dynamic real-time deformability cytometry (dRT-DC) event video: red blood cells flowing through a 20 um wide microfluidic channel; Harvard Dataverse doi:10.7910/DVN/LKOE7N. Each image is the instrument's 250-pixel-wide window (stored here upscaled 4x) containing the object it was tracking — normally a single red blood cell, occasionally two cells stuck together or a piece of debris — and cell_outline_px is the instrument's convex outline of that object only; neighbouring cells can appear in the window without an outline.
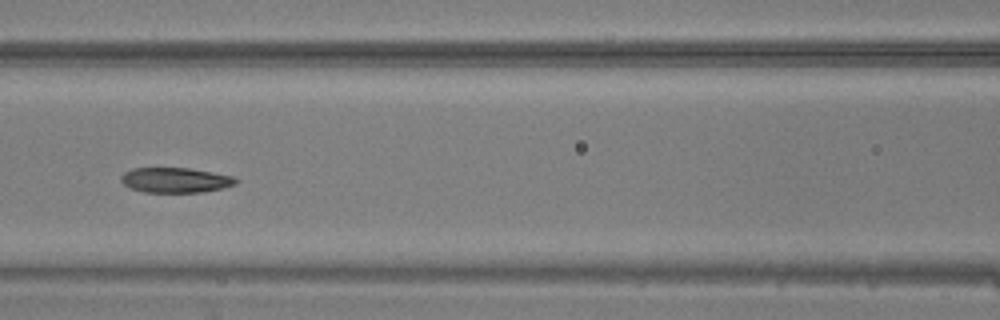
{"species": "common noctule bat (a hibernating species)", "species_latin": "Nyctalus noctula", "temperature_condition": "warm", "stored_images_in_passage": 40, "camera_frame_rate_fps": 3000, "um_per_image_px": 0.085, "animal": {"sex": "male", "body_mass_g": 20.5, "forearm_length_mm": 52.5}, "frame": {"image": 1, "passage_image": 22, "time_ms": 7.0, "image_size_px": [1000, 320], "cell_outline_px": [[240, 180], [236, 184], [224, 188], [200, 192], [144, 192], [132, 188], [124, 184], [120, 180], [120, 176], [124, 172], [132, 168], [188, 168], [232, 176]], "centroid_in_image_um": [14.91, 15.31], "position_along_channel_um": 151.7, "area_um2": 16.7}}
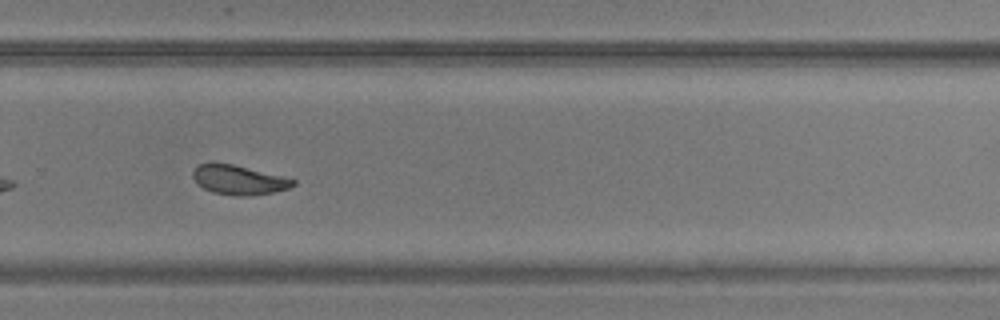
{"frame": {"image": 2, "passage_image": 33, "time_ms": 10.667, "image_size_px": [1000, 320], "cell_outline_px": [[296, 184], [288, 188], [272, 192], [252, 196], [232, 196], [212, 192], [196, 184], [192, 176], [192, 172], [196, 164], [232, 164], [296, 180]], "centroid_in_image_um": [20.25, 15.31], "position_along_channel_um": 309.6, "area_um2": 16.99}}
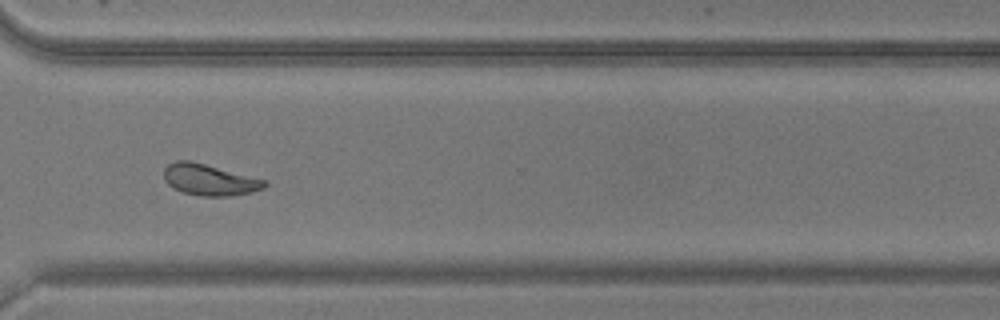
{"frame": {"image": 3, "passage_image": 36, "time_ms": 11.667, "image_size_px": [1000, 320], "cell_outline_px": [[268, 184], [264, 188], [248, 192], [228, 196], [200, 196], [184, 192], [168, 184], [164, 180], [164, 168], [168, 164], [176, 160], [188, 160], [268, 180]], "centroid_in_image_um": [17.81, 15.27], "position_along_channel_um": 352.8, "area_um2": 18.15}}